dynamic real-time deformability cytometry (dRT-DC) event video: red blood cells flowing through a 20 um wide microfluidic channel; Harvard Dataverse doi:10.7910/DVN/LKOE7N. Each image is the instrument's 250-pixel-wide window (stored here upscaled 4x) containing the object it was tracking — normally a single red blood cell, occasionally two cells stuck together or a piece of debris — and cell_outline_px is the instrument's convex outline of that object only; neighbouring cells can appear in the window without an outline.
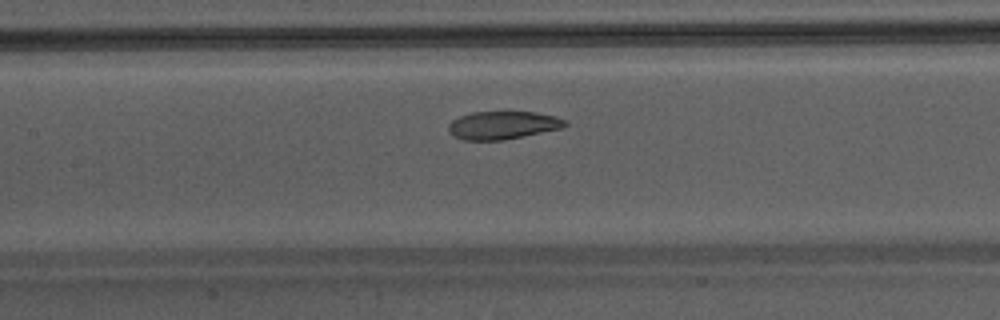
{"species": "Egyptian fruit bat (a non-hibernating species)", "species_latin": "Rousettus aegyptiacus", "temperature_condition": "warm", "stored_images_in_passage": 29, "camera_frame_rate_fps": 3000, "um_per_image_px": 0.085, "animal": {"sex": "male"}, "frame": {"image": 1, "passage_image": 13, "time_ms": 4.0, "image_size_px": [1000, 320], "cell_outline_px": [[568, 124], [560, 128], [504, 140], [464, 140], [452, 136], [448, 132], [448, 124], [452, 120], [460, 116], [472, 112], [536, 112], [556, 116], [564, 120]], "centroid_in_image_um": [42.68, 10.64], "position_along_channel_um": 164.7, "area_um2": 18.96}}
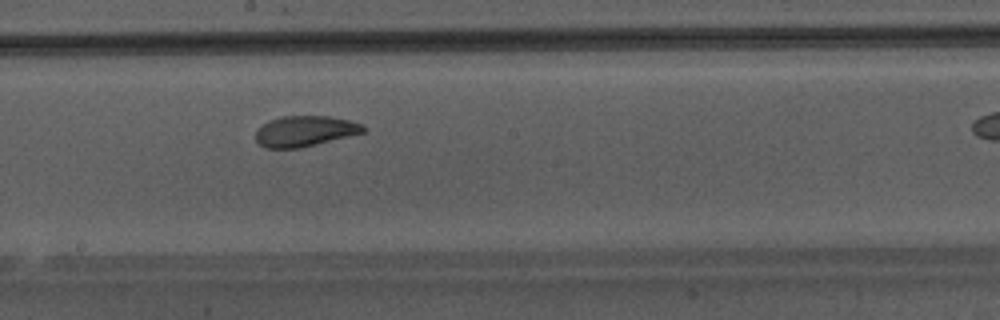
{"frame": {"image": 2, "passage_image": 17, "time_ms": 5.333, "image_size_px": [1000, 320], "cell_outline_px": [[368, 128], [364, 132], [300, 148], [264, 148], [256, 140], [256, 132], [264, 124], [272, 120], [284, 116], [328, 116], [348, 120], [360, 124]], "centroid_in_image_um": [25.92, 11.15], "position_along_channel_um": 222.3, "area_um2": 18.84}}